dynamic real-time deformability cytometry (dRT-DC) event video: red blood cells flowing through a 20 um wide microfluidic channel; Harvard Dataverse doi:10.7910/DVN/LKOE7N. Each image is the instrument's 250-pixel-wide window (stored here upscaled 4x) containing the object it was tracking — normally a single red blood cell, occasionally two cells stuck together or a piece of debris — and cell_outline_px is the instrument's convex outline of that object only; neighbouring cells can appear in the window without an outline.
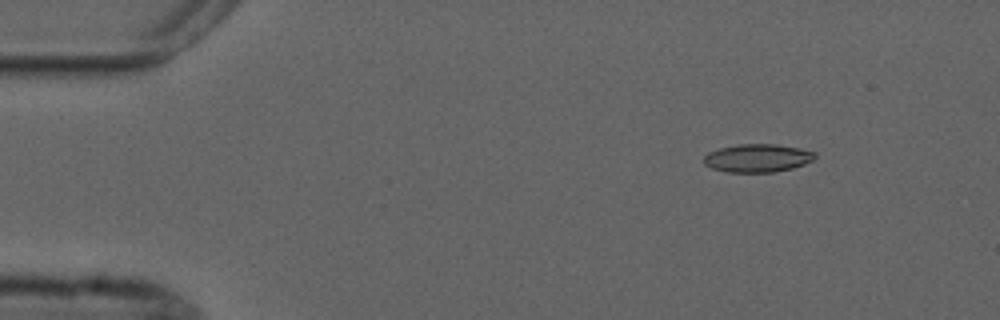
{"species": "common noctule bat (a hibernating species)", "species_latin": "Nyctalus noctula", "temperature_condition": "cold", "stored_images_in_passage": 5, "camera_frame_rate_fps": 3000, "um_per_image_px": 0.085, "animal": {"sex": "male", "forearm_length_mm": 52.5}, "frame": {"image": 1, "passage_image": 2, "time_ms": 1.333, "image_size_px": [1000, 320], "cell_outline_px": [[816, 156], [812, 160], [804, 164], [792, 168], [772, 172], [728, 172], [712, 168], [704, 164], [704, 156], [708, 152], [720, 148], [736, 144], [776, 144], [800, 148], [816, 152]], "centroid_in_image_um": [64.38, 13.43], "position_along_channel_um": 20.6, "area_um2": 18.21}}
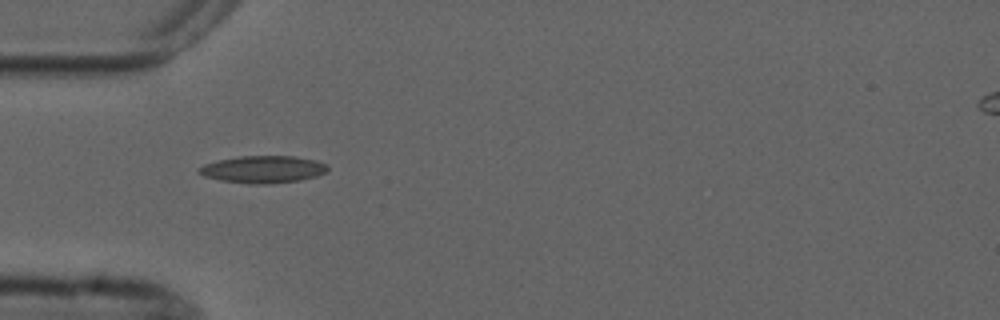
{"frame": {"image": 2, "passage_image": 5, "time_ms": 4.667, "image_size_px": [1000, 320], "cell_outline_px": [[328, 172], [316, 176], [300, 180], [268, 184], [248, 184], [220, 180], [204, 176], [196, 172], [196, 168], [204, 164], [220, 160], [240, 156], [292, 156], [316, 160], [328, 164]], "centroid_in_image_um": [22.36, 14.4], "position_along_channel_um": 62.6, "area_um2": 20.58}}